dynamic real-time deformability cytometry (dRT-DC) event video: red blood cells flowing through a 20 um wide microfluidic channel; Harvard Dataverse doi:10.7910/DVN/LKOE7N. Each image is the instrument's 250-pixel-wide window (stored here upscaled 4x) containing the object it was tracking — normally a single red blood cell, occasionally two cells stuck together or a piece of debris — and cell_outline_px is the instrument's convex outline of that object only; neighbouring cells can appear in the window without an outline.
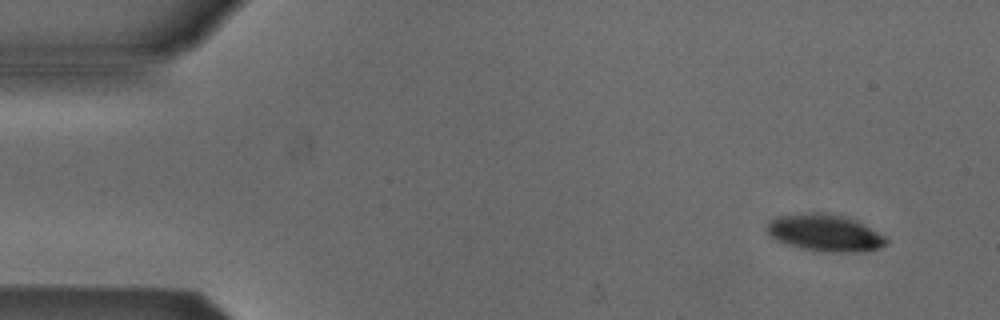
{"species": "Egyptian fruit bat (a non-hibernating species)", "species_latin": "Rousettus aegyptiacus", "temperature_condition": "cold", "stored_images_in_passage": 5, "camera_frame_rate_fps": 3000, "um_per_image_px": 0.085, "animal": {"sex": "male"}, "frame": {"image": 1, "passage_image": 1, "time_ms": 0.0, "image_size_px": [1000, 320], "cell_outline_px": [[888, 244], [880, 248], [864, 252], [812, 252], [784, 244], [768, 236], [764, 228], [776, 216], [824, 212], [856, 220], [888, 236]], "centroid_in_image_um": [70.13, 19.83], "position_along_channel_um": 14.9, "area_um2": 26.3}}
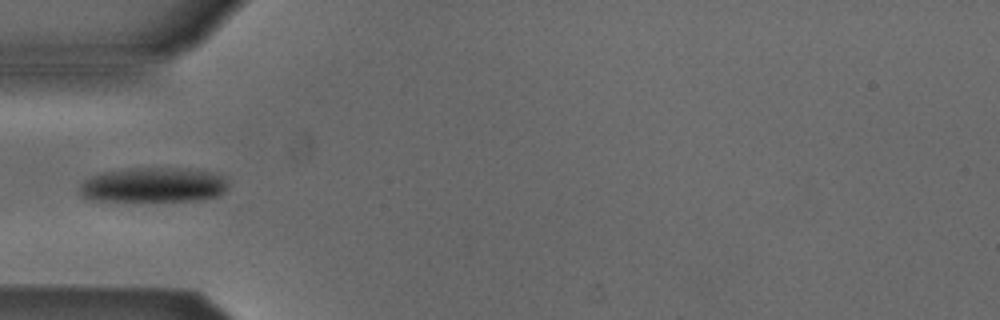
{"frame": {"image": 2, "passage_image": 4, "time_ms": 4.333, "image_size_px": [1000, 320], "cell_outline_px": [[228, 188], [220, 196], [200, 200], [140, 204], [92, 200], [80, 196], [80, 184], [84, 180], [92, 176], [104, 172], [132, 168], [188, 168], [208, 172], [224, 176], [228, 184]], "centroid_in_image_um": [13.03, 15.79], "position_along_channel_um": 72.0, "area_um2": 31.62}}
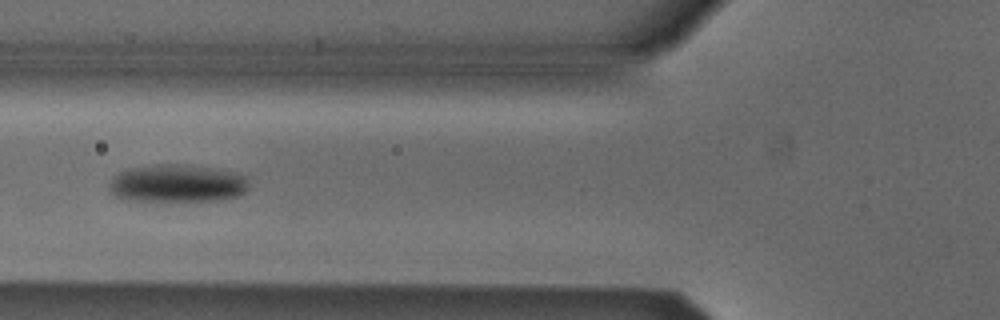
{"frame": {"image": 3, "passage_image": 5, "time_ms": 5.333, "image_size_px": [1000, 320], "cell_outline_px": [[248, 188], [240, 196], [216, 200], [128, 200], [116, 196], [108, 188], [108, 184], [120, 172], [132, 168], [160, 164], [184, 164], [216, 168], [236, 172], [248, 176]], "centroid_in_image_um": [15.13, 15.57], "position_along_channel_um": 110.7, "area_um2": 30.63}}